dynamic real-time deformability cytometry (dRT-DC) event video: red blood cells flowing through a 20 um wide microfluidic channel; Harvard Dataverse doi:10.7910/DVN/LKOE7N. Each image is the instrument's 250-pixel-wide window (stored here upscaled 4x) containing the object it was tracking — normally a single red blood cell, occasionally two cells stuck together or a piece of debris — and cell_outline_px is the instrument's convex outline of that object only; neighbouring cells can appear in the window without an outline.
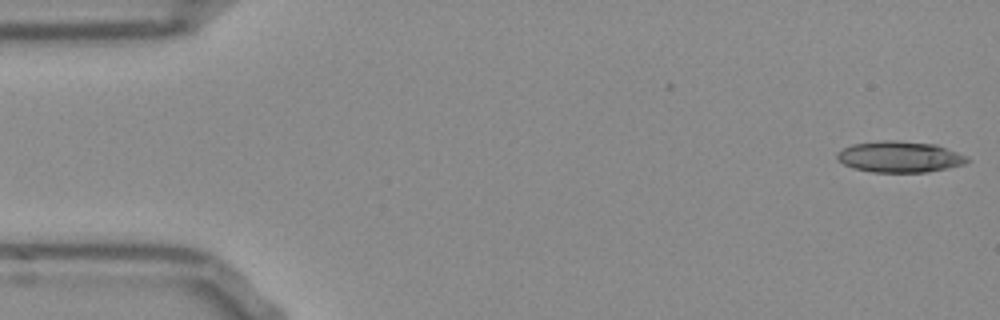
{"species": "Egyptian fruit bat (a non-hibernating species)", "species_latin": "Rousettus aegyptiacus", "temperature_condition": "room temperature", "stored_images_in_passage": 11, "camera_frame_rate_fps": 3000, "um_per_image_px": 0.085, "frame": {"image": 1, "passage_image": 1, "time_ms": 0.0, "image_size_px": [1000, 320], "cell_outline_px": [[972, 160], [964, 164], [948, 168], [924, 172], [872, 172], [852, 168], [844, 164], [836, 156], [836, 152], [852, 144], [880, 140], [896, 140], [936, 144], [968, 156]], "centroid_in_image_um": [76.49, 13.32], "position_along_channel_um": 8.5, "area_um2": 23.76}}